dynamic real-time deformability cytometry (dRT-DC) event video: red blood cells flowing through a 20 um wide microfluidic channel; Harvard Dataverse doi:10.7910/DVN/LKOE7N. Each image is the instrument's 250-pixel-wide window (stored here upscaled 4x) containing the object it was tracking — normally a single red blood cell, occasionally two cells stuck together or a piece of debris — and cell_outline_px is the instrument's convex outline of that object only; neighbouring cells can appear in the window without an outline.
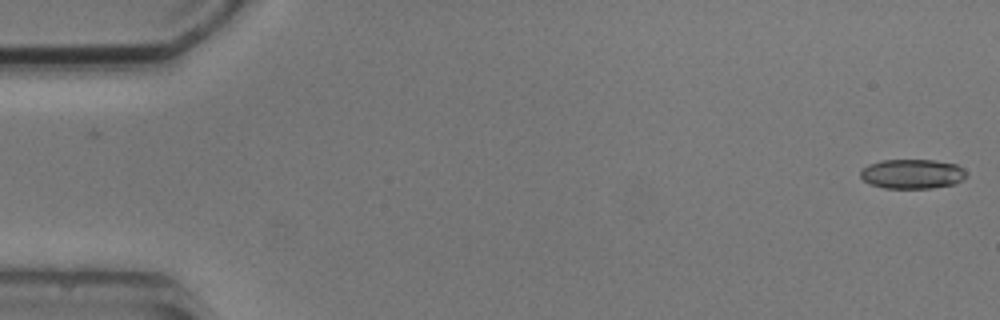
{"species": "common noctule bat (a hibernating species)", "species_latin": "Nyctalus noctula", "temperature_condition": "cold", "stored_images_in_passage": 2, "camera_frame_rate_fps": 3000, "um_per_image_px": 0.085, "animal": {"sex": "male", "body_mass_g": 20.5, "forearm_length_mm": 52.5}, "frame": {"image": 1, "passage_image": 2, "time_ms": 1.0, "image_size_px": [1000, 320], "cell_outline_px": [[968, 176], [964, 180], [952, 184], [932, 188], [884, 188], [868, 184], [860, 176], [860, 172], [868, 164], [880, 160], [936, 160], [956, 164], [964, 168]], "centroid_in_image_um": [77.56, 14.78], "position_along_channel_um": 7.4, "area_um2": 18.44}}